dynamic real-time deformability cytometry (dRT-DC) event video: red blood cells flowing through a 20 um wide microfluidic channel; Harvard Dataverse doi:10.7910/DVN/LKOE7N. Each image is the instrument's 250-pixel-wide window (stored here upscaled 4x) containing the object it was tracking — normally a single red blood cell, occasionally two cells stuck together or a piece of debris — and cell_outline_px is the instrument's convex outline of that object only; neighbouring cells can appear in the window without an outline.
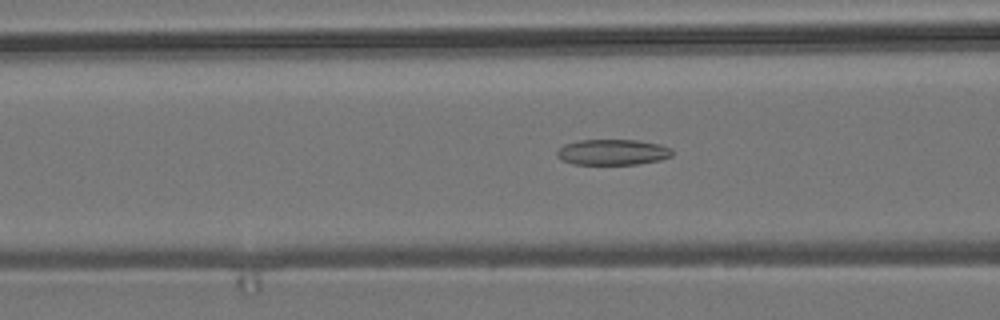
{"species": "common noctule bat (a hibernating species)", "species_latin": "Nyctalus noctula", "temperature_condition": "room temperature", "stored_images_in_passage": 43, "camera_frame_rate_fps": 3000, "um_per_image_px": 0.085, "animal": {"sex": "male", "body_mass_g": 19.2, "forearm_length_mm": 51.8}, "frame": {"image": 1, "passage_image": 9, "time_ms": 2.667, "image_size_px": [1000, 320], "cell_outline_px": [[672, 156], [660, 160], [636, 164], [572, 164], [560, 160], [556, 156], [556, 152], [564, 144], [580, 140], [636, 140], [660, 144], [672, 148]], "centroid_in_image_um": [52.06, 12.93], "position_along_channel_um": 114.5, "area_um2": 17.34}}
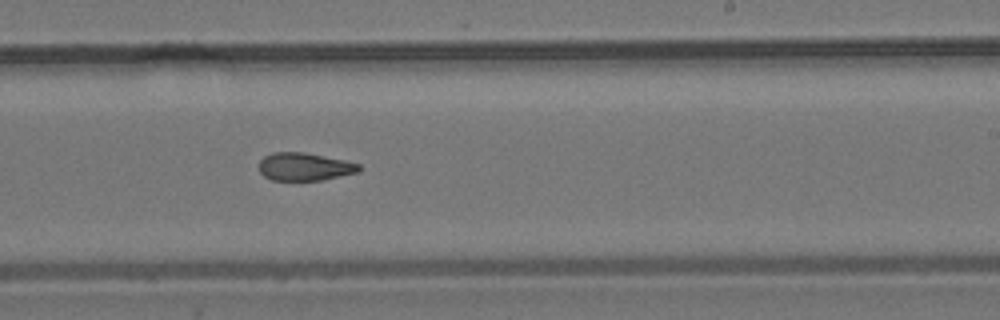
{"frame": {"image": 2, "passage_image": 21, "time_ms": 6.667, "image_size_px": [1000, 320], "cell_outline_px": [[360, 172], [324, 180], [272, 180], [264, 176], [260, 172], [260, 160], [264, 156], [272, 152], [304, 152], [344, 160], [360, 164]], "centroid_in_image_um": [25.9, 14.17], "position_along_channel_um": 263.1, "area_um2": 16.3}}
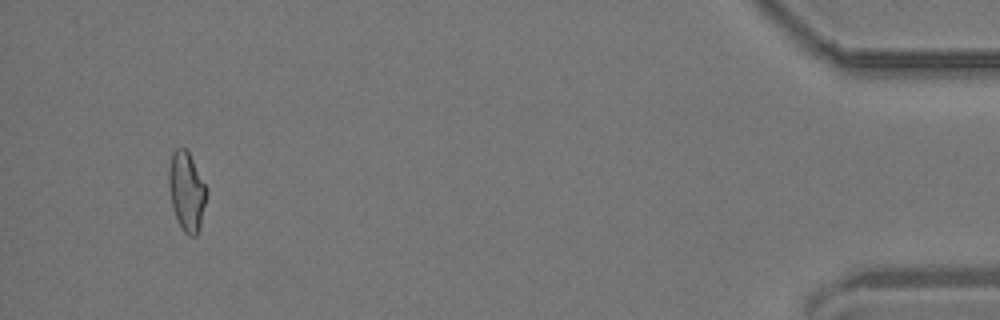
{"frame": {"image": 3, "passage_image": 40, "time_ms": 13.0, "image_size_px": [1000, 320], "cell_outline_px": [[208, 192], [200, 228], [196, 236], [188, 236], [184, 232], [172, 208], [168, 188], [168, 168], [172, 152], [176, 148], [184, 148], [188, 152], [208, 188]], "centroid_in_image_um": [15.87, 16.27], "position_along_channel_um": 419.3, "area_um2": 17.63}, "authors_computed_cell_mechanics": {"area_um2": 17.2244, "velocity_mm_per_s": 3.721, "shape_relaxation_time_tau1_ms": null, "shape_relaxation_time_tau2_ms": 4.4911, "deformation_change_tau1": null, "deformation_change_tau2": 0.13}}